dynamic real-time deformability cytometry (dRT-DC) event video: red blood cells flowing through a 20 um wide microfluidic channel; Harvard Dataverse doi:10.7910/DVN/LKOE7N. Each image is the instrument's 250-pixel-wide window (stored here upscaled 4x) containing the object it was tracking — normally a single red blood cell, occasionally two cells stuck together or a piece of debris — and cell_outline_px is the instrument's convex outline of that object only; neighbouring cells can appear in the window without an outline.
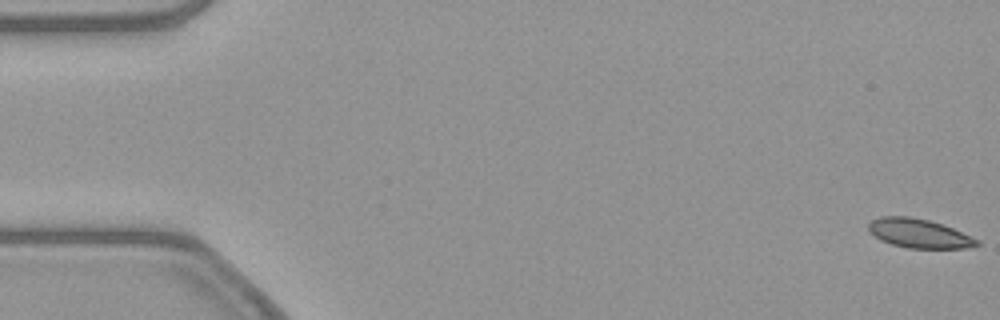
{"species": "common noctule bat (a hibernating species)", "species_latin": "Nyctalus noctula", "temperature_condition": "warm", "stored_images_in_passage": 54, "camera_frame_rate_fps": 3000, "um_per_image_px": 0.085, "animal": {"sex": "female", "body_mass_g": 21.9}, "frame": {"image": 1, "passage_image": 1, "time_ms": 0.0, "image_size_px": [1000, 320], "cell_outline_px": [[980, 244], [968, 248], [908, 248], [892, 244], [880, 240], [868, 228], [868, 224], [872, 220], [880, 216], [908, 216], [928, 220], [952, 228], [980, 240]], "centroid_in_image_um": [78.12, 19.84], "position_along_channel_um": 6.9, "area_um2": 18.15}}
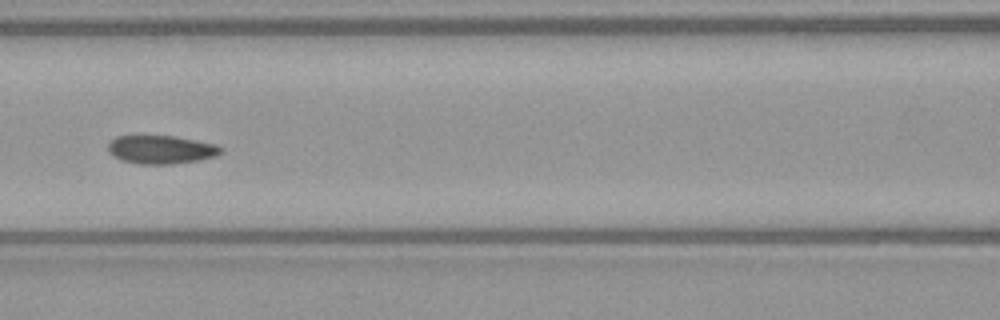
{"frame": {"image": 2, "passage_image": 24, "time_ms": 7.667, "image_size_px": [1000, 320], "cell_outline_px": [[224, 152], [216, 156], [200, 160], [172, 164], [140, 164], [120, 160], [112, 156], [108, 152], [108, 144], [116, 136], [176, 136], [216, 144], [224, 148]], "centroid_in_image_um": [13.72, 12.72], "position_along_channel_um": 152.9, "area_um2": 18.9}}
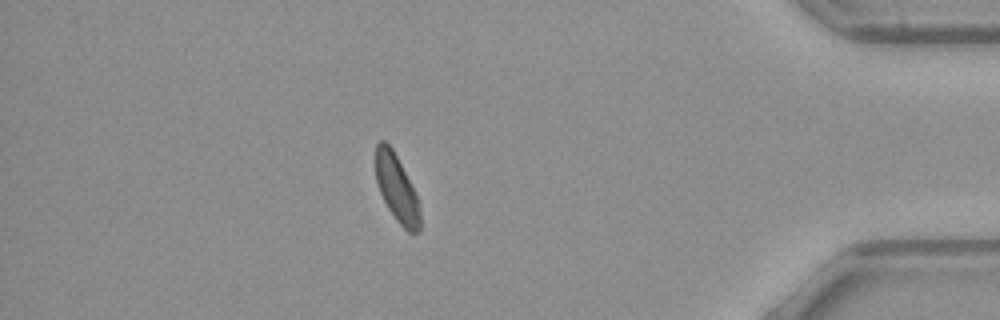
{"frame": {"image": 3, "passage_image": 47, "time_ms": 15.333, "image_size_px": [1000, 320], "cell_outline_px": [[420, 232], [408, 232], [396, 220], [388, 208], [380, 192], [376, 180], [376, 144], [380, 140], [384, 140], [392, 148], [416, 196], [420, 212]], "centroid_in_image_um": [33.7, 16.03], "position_along_channel_um": 401.5, "area_um2": 16.82}, "authors_computed_cell_mechanics": {"area_um2": 18.9873, "velocity_mm_per_s": 3.8447, "shape_relaxation_time_tau1_ms": null, "shape_relaxation_time_tau2_ms": 6.9756, "deformation_change_tau1": null, "deformation_change_tau2": 0.1113}}